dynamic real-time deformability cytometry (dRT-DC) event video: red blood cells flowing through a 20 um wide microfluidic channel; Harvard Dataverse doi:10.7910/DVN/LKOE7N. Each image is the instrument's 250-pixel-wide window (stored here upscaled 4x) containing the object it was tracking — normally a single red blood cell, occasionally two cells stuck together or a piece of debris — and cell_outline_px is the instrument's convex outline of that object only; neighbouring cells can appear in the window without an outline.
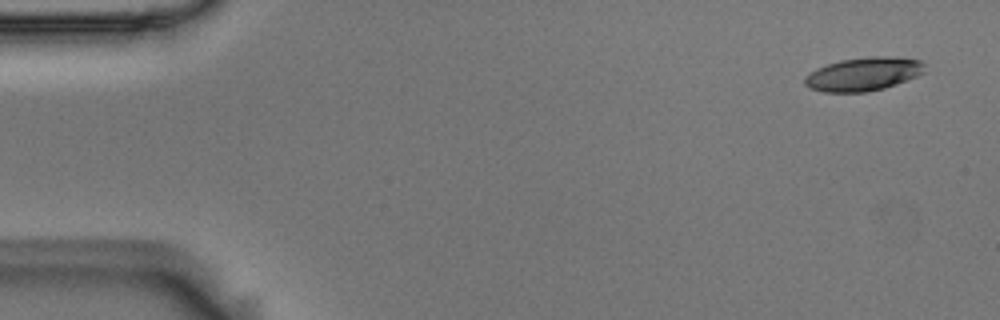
{"species": "Egyptian fruit bat (a non-hibernating species)", "species_latin": "Rousettus aegyptiacus", "temperature_condition": "room temperature", "stored_images_in_passage": 4, "camera_frame_rate_fps": 3000, "um_per_image_px": 0.085, "animal": {"sex": "male"}, "frame": {"image": 1, "passage_image": 1, "time_ms": 0.0, "image_size_px": [1000, 320], "cell_outline_px": [[924, 72], [916, 76], [896, 84], [884, 88], [868, 92], [824, 92], [808, 88], [804, 84], [804, 76], [816, 68], [840, 60], [868, 56], [896, 56], [920, 60], [924, 64]], "centroid_in_image_um": [73.36, 6.29], "position_along_channel_um": 11.6, "area_um2": 23.58}}
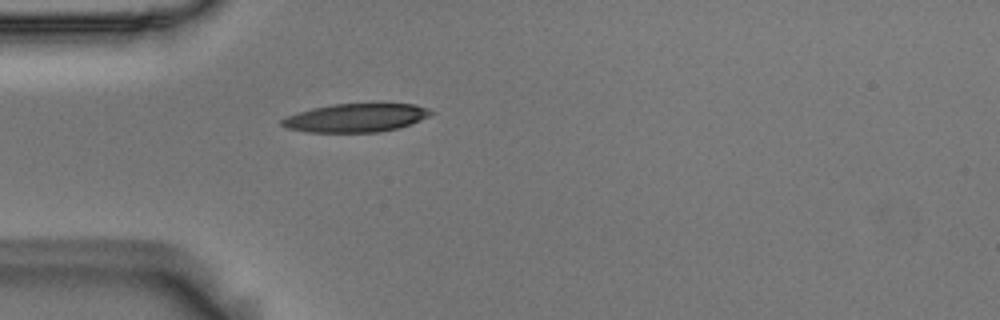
{"frame": {"image": 2, "passage_image": 4, "time_ms": 1.0, "image_size_px": [1000, 320], "cell_outline_px": [[432, 112], [428, 116], [420, 120], [400, 128], [376, 132], [308, 132], [288, 128], [280, 124], [280, 120], [288, 116], [312, 108], [332, 104], [380, 100], [416, 104], [428, 108]], "centroid_in_image_um": [30.33, 9.95], "position_along_channel_um": 54.7, "area_um2": 25.66}}